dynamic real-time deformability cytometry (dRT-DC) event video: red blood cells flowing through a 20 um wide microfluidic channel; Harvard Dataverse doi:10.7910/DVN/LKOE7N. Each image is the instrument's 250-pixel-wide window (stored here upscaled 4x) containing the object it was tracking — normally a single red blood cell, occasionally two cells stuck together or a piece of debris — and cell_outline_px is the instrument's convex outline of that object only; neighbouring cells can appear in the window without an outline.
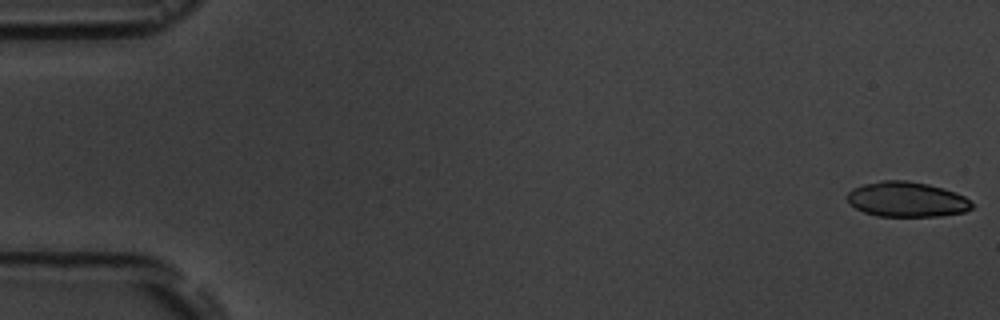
{"species": "common noctule bat (a hibernating species)", "species_latin": "Nyctalus noctula", "temperature_condition": "room temperature", "stored_images_in_passage": 6, "camera_frame_rate_fps": 3000, "um_per_image_px": 0.085, "animal": {"sex": "male", "body_mass_g": 19.5, "forearm_length_mm": 54.6}, "frame": {"image": 1, "passage_image": 1, "time_ms": 0.0, "image_size_px": [1000, 320], "cell_outline_px": [[972, 208], [964, 212], [944, 216], [876, 216], [864, 212], [856, 208], [848, 200], [848, 192], [852, 188], [864, 184], [880, 180], [908, 180], [928, 184], [944, 188], [956, 192], [964, 196], [972, 204]], "centroid_in_image_um": [77.09, 16.94], "position_along_channel_um": 7.9, "area_um2": 25.55}}
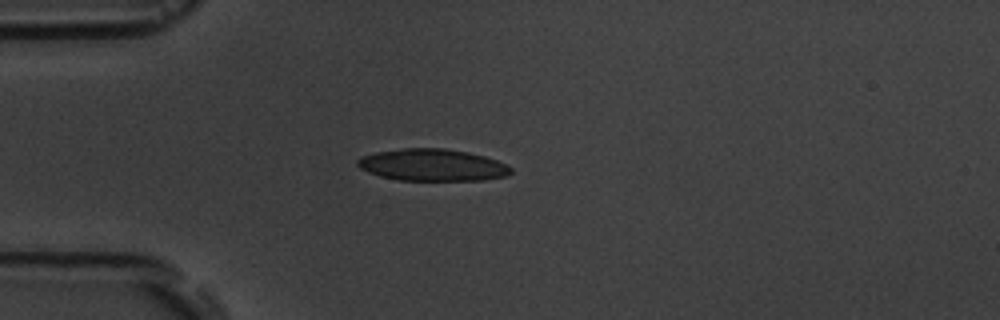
{"frame": {"image": 2, "passage_image": 5, "time_ms": 4.667, "image_size_px": [1000, 320], "cell_outline_px": [[512, 172], [508, 176], [484, 180], [396, 180], [380, 176], [368, 172], [360, 168], [356, 164], [356, 160], [360, 156], [376, 152], [400, 148], [444, 148], [468, 152], [484, 156], [496, 160], [512, 168]], "centroid_in_image_um": [36.73, 14.02], "position_along_channel_um": 48.3, "area_um2": 28.73}}